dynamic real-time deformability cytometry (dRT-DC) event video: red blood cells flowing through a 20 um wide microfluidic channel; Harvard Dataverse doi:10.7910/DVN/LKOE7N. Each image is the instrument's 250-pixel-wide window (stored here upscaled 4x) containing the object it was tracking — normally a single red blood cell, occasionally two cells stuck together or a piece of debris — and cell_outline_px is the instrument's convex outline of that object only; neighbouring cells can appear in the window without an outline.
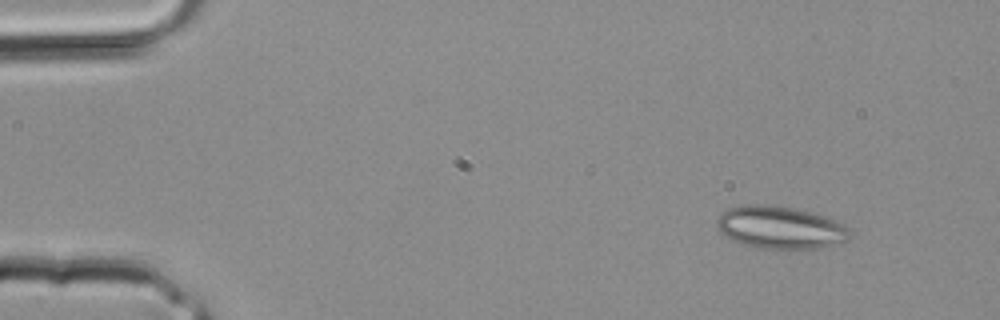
{"species": "common noctule bat (a hibernating species)", "species_latin": "Nyctalus noctula", "temperature_condition": "room temperature", "stored_images_in_passage": 3, "camera_frame_rate_fps": 3000, "um_per_image_px": 0.085, "animal": {"sex": "male", "body_mass_g": 20.4}, "frame": {"image": 1, "passage_image": 1, "time_ms": 0.0, "image_size_px": [1000, 320], "cell_outline_px": [[848, 240], [820, 248], [788, 252], [760, 248], [744, 244], [732, 240], [724, 236], [720, 232], [716, 224], [716, 220], [728, 208], [744, 204], [768, 204], [792, 208], [824, 216], [836, 220], [844, 224], [848, 228]], "centroid_in_image_um": [66.3, 19.37], "position_along_channel_um": 18.7, "area_um2": 33.52}}